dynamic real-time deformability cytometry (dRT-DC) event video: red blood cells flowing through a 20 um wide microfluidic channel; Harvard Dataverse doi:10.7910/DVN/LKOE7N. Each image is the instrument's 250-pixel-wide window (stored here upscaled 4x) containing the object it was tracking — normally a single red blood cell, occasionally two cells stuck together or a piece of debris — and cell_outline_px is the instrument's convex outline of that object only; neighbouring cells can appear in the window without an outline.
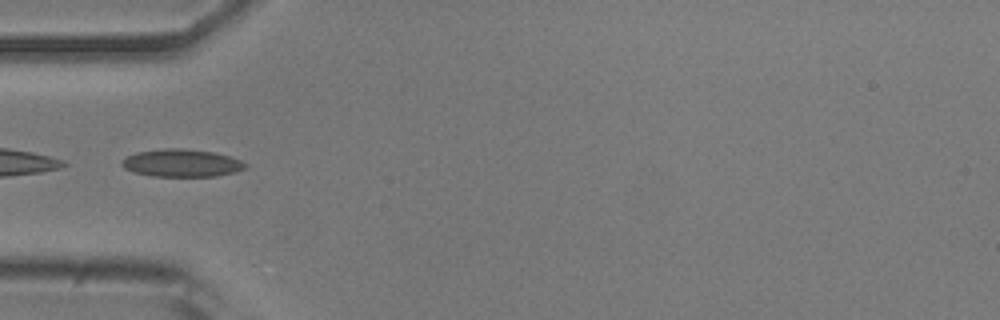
{"species": "common noctule bat (a hibernating species)", "species_latin": "Nyctalus noctula", "temperature_condition": "room temperature", "stored_images_in_passage": 7, "camera_frame_rate_fps": 3000, "um_per_image_px": 0.085, "animal": {"sex": "male", "body_mass_g": 20.5, "forearm_length_mm": 52.5}, "frame": {"image": 1, "passage_image": 2, "time_ms": 0.333, "image_size_px": [1000, 320], "cell_outline_px": [[248, 168], [236, 172], [216, 176], [152, 176], [132, 172], [124, 168], [120, 164], [120, 160], [136, 152], [164, 148], [184, 148], [212, 152], [228, 156], [240, 160], [248, 164]], "centroid_in_image_um": [15.43, 13.86], "position_along_channel_um": 69.6, "area_um2": 20.06}}
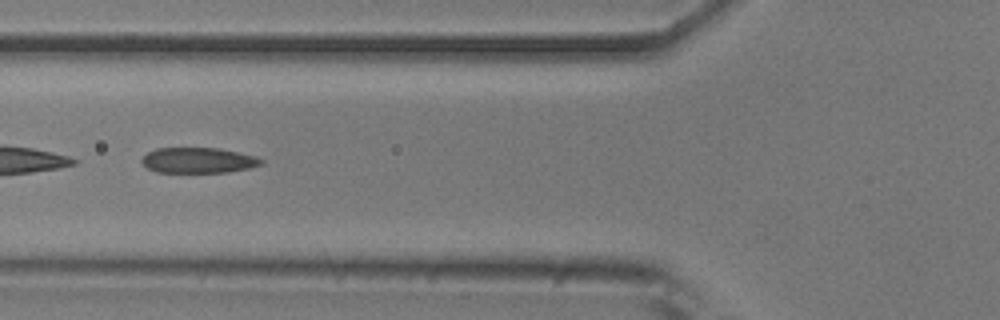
{"frame": {"image": 2, "passage_image": 5, "time_ms": 1.333, "image_size_px": [1000, 320], "cell_outline_px": [[264, 164], [248, 168], [228, 172], [156, 172], [148, 168], [140, 160], [148, 152], [156, 148], [216, 148], [256, 156], [264, 160]], "centroid_in_image_um": [16.86, 13.63], "position_along_channel_um": 108.9, "area_um2": 17.63}}